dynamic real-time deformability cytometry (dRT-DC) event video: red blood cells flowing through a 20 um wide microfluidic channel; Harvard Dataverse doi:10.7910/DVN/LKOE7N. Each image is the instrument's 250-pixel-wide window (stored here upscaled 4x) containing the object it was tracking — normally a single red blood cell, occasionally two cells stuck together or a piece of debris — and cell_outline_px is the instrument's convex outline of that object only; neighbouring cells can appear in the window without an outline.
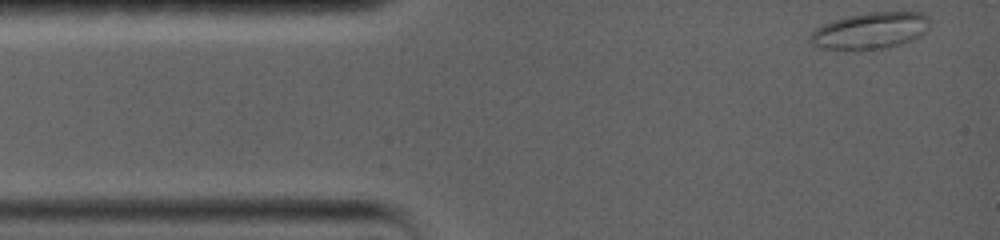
{"species": "common noctule bat (a hibernating species)", "species_latin": "Nyctalus noctula", "temperature_condition": "warm", "stored_images_in_passage": 41, "camera_frame_rate_fps": 5000, "um_per_image_px": 0.085, "animal": {"sex": "female", "body_mass_g": 19.0, "forearm_length_mm": 56.7}, "frame": {"image": 1, "passage_image": 1, "time_ms": 0.0, "image_size_px": [1000, 240], "cell_outline_px": [[928, 28], [920, 36], [912, 40], [888, 48], [872, 52], [820, 48], [808, 44], [808, 36], [816, 28], [832, 20], [848, 16], [868, 12], [920, 12], [928, 16]], "centroid_in_image_um": [73.91, 2.65], "position_along_channel_um": 11.1, "area_um2": 26.18}}
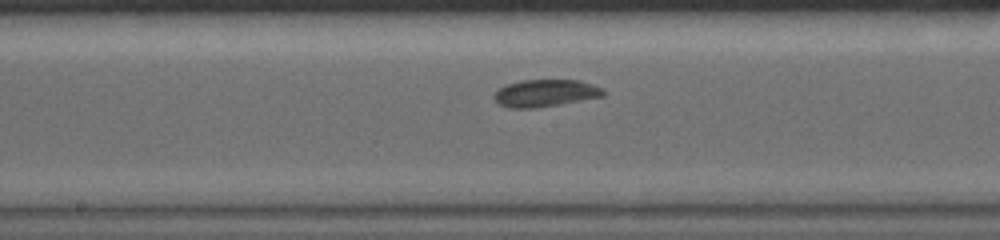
{"frame": {"image": 2, "passage_image": 19, "time_ms": 7.2, "image_size_px": [1000, 240], "cell_outline_px": [[608, 92], [604, 96], [560, 104], [532, 108], [508, 108], [500, 104], [492, 96], [504, 84], [524, 80], [580, 80], [604, 88]], "centroid_in_image_um": [46.39, 7.91], "position_along_channel_um": 201.8, "area_um2": 17.4}}
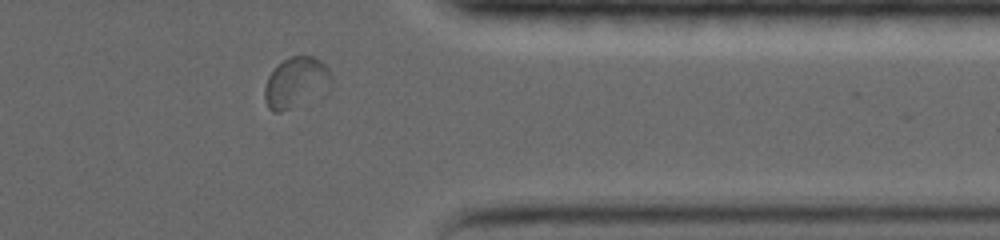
{"frame": {"image": 3, "passage_image": 35, "time_ms": 12.6, "image_size_px": [1000, 240], "cell_outline_px": [[332, 88], [280, 112], [272, 112], [268, 108], [264, 100], [264, 88], [268, 76], [284, 60], [292, 56], [312, 56], [320, 60], [328, 68], [332, 80]], "centroid_in_image_um": [25.16, 7.01], "position_along_channel_um": 386.2, "area_um2": 19.36}, "authors_computed_cell_mechanics": {"area_um2": 17.7446, "velocity_mm_per_s": 3.5356, "shape_relaxation_time_tau1_ms": null, "shape_relaxation_time_tau2_ms": 2.7607, "deformation_change_tau1": null, "deformation_change_tau2": 0.0472}}